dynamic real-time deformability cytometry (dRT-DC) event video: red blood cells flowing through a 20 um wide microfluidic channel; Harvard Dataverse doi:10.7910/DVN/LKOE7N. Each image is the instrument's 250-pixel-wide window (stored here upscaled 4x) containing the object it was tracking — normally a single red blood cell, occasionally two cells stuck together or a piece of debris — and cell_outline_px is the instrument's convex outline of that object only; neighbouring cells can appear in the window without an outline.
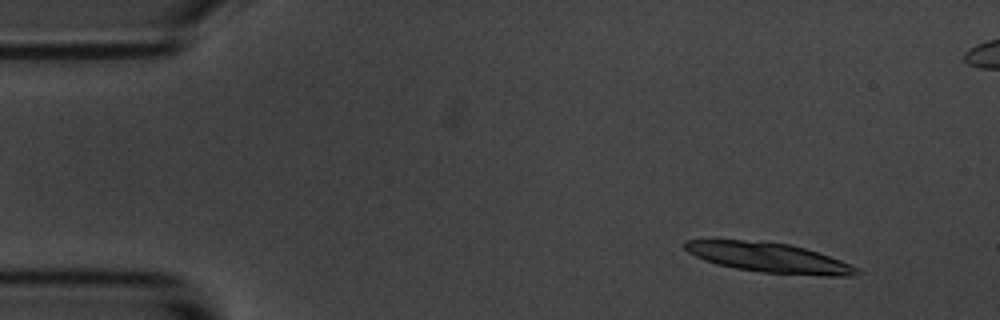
{"species": "common noctule bat (a hibernating species)", "species_latin": "Nyctalus noctula", "temperature_condition": "room temperature", "stored_images_in_passage": 5, "camera_frame_rate_fps": 3000, "um_per_image_px": 0.085, "animal": {"sex": "male", "body_mass_g": 20.1, "forearm_length_mm": 53.5}, "frame": {"image": 1, "passage_image": 1, "time_ms": 0.0, "image_size_px": [1000, 320], "cell_outline_px": [[864, 272], [856, 276], [824, 276], [764, 272], [736, 268], [716, 264], [704, 260], [688, 252], [680, 244], [684, 240], [712, 236], [788, 244], [804, 248], [840, 260]], "centroid_in_image_um": [65.19, 21.85], "position_along_channel_um": 19.8, "area_um2": 30.58}}